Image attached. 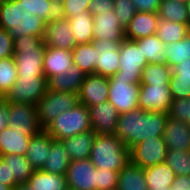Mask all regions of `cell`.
Returning a JSON list of instances; mask_svg holds the SVG:
<instances>
[{"label": "cell", "instance_id": "6da1fadb", "mask_svg": "<svg viewBox=\"0 0 190 190\" xmlns=\"http://www.w3.org/2000/svg\"><path fill=\"white\" fill-rule=\"evenodd\" d=\"M168 114L135 109L119 114L115 136L131 149L148 137L163 135Z\"/></svg>", "mask_w": 190, "mask_h": 190}, {"label": "cell", "instance_id": "7a4b0ae2", "mask_svg": "<svg viewBox=\"0 0 190 190\" xmlns=\"http://www.w3.org/2000/svg\"><path fill=\"white\" fill-rule=\"evenodd\" d=\"M46 22L32 15L20 0L0 2V28L7 30L13 39L36 35L44 38Z\"/></svg>", "mask_w": 190, "mask_h": 190}, {"label": "cell", "instance_id": "3957f363", "mask_svg": "<svg viewBox=\"0 0 190 190\" xmlns=\"http://www.w3.org/2000/svg\"><path fill=\"white\" fill-rule=\"evenodd\" d=\"M46 46L42 37L25 35L14 39V60L18 77H45L43 61Z\"/></svg>", "mask_w": 190, "mask_h": 190}, {"label": "cell", "instance_id": "277c9868", "mask_svg": "<svg viewBox=\"0 0 190 190\" xmlns=\"http://www.w3.org/2000/svg\"><path fill=\"white\" fill-rule=\"evenodd\" d=\"M89 159L95 168L119 172L130 162V149L114 134L97 135Z\"/></svg>", "mask_w": 190, "mask_h": 190}, {"label": "cell", "instance_id": "5b68a950", "mask_svg": "<svg viewBox=\"0 0 190 190\" xmlns=\"http://www.w3.org/2000/svg\"><path fill=\"white\" fill-rule=\"evenodd\" d=\"M45 130L54 140L59 141L90 131L92 127L89 108L79 103L71 110L60 114Z\"/></svg>", "mask_w": 190, "mask_h": 190}, {"label": "cell", "instance_id": "8992f818", "mask_svg": "<svg viewBox=\"0 0 190 190\" xmlns=\"http://www.w3.org/2000/svg\"><path fill=\"white\" fill-rule=\"evenodd\" d=\"M79 104L78 94L47 90L36 104L38 121L42 129L48 127L60 114Z\"/></svg>", "mask_w": 190, "mask_h": 190}, {"label": "cell", "instance_id": "52a82bcc", "mask_svg": "<svg viewBox=\"0 0 190 190\" xmlns=\"http://www.w3.org/2000/svg\"><path fill=\"white\" fill-rule=\"evenodd\" d=\"M120 68L114 75L116 79L128 80L131 84H140L143 68L148 64L138 45L128 39H124L119 47Z\"/></svg>", "mask_w": 190, "mask_h": 190}, {"label": "cell", "instance_id": "ba28073f", "mask_svg": "<svg viewBox=\"0 0 190 190\" xmlns=\"http://www.w3.org/2000/svg\"><path fill=\"white\" fill-rule=\"evenodd\" d=\"M47 92L46 77H18L3 97L9 103H28L36 106Z\"/></svg>", "mask_w": 190, "mask_h": 190}, {"label": "cell", "instance_id": "9c48e42d", "mask_svg": "<svg viewBox=\"0 0 190 190\" xmlns=\"http://www.w3.org/2000/svg\"><path fill=\"white\" fill-rule=\"evenodd\" d=\"M167 148L163 137H148L130 149V162L142 169L165 162Z\"/></svg>", "mask_w": 190, "mask_h": 190}, {"label": "cell", "instance_id": "30bf717a", "mask_svg": "<svg viewBox=\"0 0 190 190\" xmlns=\"http://www.w3.org/2000/svg\"><path fill=\"white\" fill-rule=\"evenodd\" d=\"M140 84L128 83L125 79L109 78L108 101L116 108L119 114L138 109V92Z\"/></svg>", "mask_w": 190, "mask_h": 190}, {"label": "cell", "instance_id": "8fae6325", "mask_svg": "<svg viewBox=\"0 0 190 190\" xmlns=\"http://www.w3.org/2000/svg\"><path fill=\"white\" fill-rule=\"evenodd\" d=\"M9 127L24 132L28 136L42 131L38 121L36 106L28 103H10Z\"/></svg>", "mask_w": 190, "mask_h": 190}, {"label": "cell", "instance_id": "7c38bea8", "mask_svg": "<svg viewBox=\"0 0 190 190\" xmlns=\"http://www.w3.org/2000/svg\"><path fill=\"white\" fill-rule=\"evenodd\" d=\"M66 179L71 190H97V171L89 158L72 161Z\"/></svg>", "mask_w": 190, "mask_h": 190}, {"label": "cell", "instance_id": "4fadbf2b", "mask_svg": "<svg viewBox=\"0 0 190 190\" xmlns=\"http://www.w3.org/2000/svg\"><path fill=\"white\" fill-rule=\"evenodd\" d=\"M97 55V65L95 73L110 78L114 76L120 68V42L113 40H93Z\"/></svg>", "mask_w": 190, "mask_h": 190}, {"label": "cell", "instance_id": "5bb4252c", "mask_svg": "<svg viewBox=\"0 0 190 190\" xmlns=\"http://www.w3.org/2000/svg\"><path fill=\"white\" fill-rule=\"evenodd\" d=\"M172 100L169 85H140L138 92L140 109L167 113Z\"/></svg>", "mask_w": 190, "mask_h": 190}, {"label": "cell", "instance_id": "9a60e30c", "mask_svg": "<svg viewBox=\"0 0 190 190\" xmlns=\"http://www.w3.org/2000/svg\"><path fill=\"white\" fill-rule=\"evenodd\" d=\"M43 41L46 47L65 50H73L77 46L68 18L59 15L46 24Z\"/></svg>", "mask_w": 190, "mask_h": 190}, {"label": "cell", "instance_id": "2e32d148", "mask_svg": "<svg viewBox=\"0 0 190 190\" xmlns=\"http://www.w3.org/2000/svg\"><path fill=\"white\" fill-rule=\"evenodd\" d=\"M79 103L90 107L109 99V78L96 74H86L78 93Z\"/></svg>", "mask_w": 190, "mask_h": 190}, {"label": "cell", "instance_id": "e0dca14e", "mask_svg": "<svg viewBox=\"0 0 190 190\" xmlns=\"http://www.w3.org/2000/svg\"><path fill=\"white\" fill-rule=\"evenodd\" d=\"M88 108L90 124L95 134H115L119 112L109 101Z\"/></svg>", "mask_w": 190, "mask_h": 190}, {"label": "cell", "instance_id": "ac0fdd59", "mask_svg": "<svg viewBox=\"0 0 190 190\" xmlns=\"http://www.w3.org/2000/svg\"><path fill=\"white\" fill-rule=\"evenodd\" d=\"M93 28V40H113L121 43L125 39L124 28L114 11L93 16Z\"/></svg>", "mask_w": 190, "mask_h": 190}, {"label": "cell", "instance_id": "d6986e66", "mask_svg": "<svg viewBox=\"0 0 190 190\" xmlns=\"http://www.w3.org/2000/svg\"><path fill=\"white\" fill-rule=\"evenodd\" d=\"M159 20L158 13L137 11L124 29L125 39L135 41L156 34Z\"/></svg>", "mask_w": 190, "mask_h": 190}, {"label": "cell", "instance_id": "ffe728a7", "mask_svg": "<svg viewBox=\"0 0 190 190\" xmlns=\"http://www.w3.org/2000/svg\"><path fill=\"white\" fill-rule=\"evenodd\" d=\"M162 137L167 150H190V125L168 118Z\"/></svg>", "mask_w": 190, "mask_h": 190}, {"label": "cell", "instance_id": "44dd1931", "mask_svg": "<svg viewBox=\"0 0 190 190\" xmlns=\"http://www.w3.org/2000/svg\"><path fill=\"white\" fill-rule=\"evenodd\" d=\"M85 75L76 64H73L64 74L48 78L47 90L78 94Z\"/></svg>", "mask_w": 190, "mask_h": 190}, {"label": "cell", "instance_id": "7402d4cb", "mask_svg": "<svg viewBox=\"0 0 190 190\" xmlns=\"http://www.w3.org/2000/svg\"><path fill=\"white\" fill-rule=\"evenodd\" d=\"M72 50L46 47L43 61L44 76L48 79L65 73L73 65Z\"/></svg>", "mask_w": 190, "mask_h": 190}, {"label": "cell", "instance_id": "603a6c76", "mask_svg": "<svg viewBox=\"0 0 190 190\" xmlns=\"http://www.w3.org/2000/svg\"><path fill=\"white\" fill-rule=\"evenodd\" d=\"M52 139L45 129L31 137L25 157L34 170H42L48 159Z\"/></svg>", "mask_w": 190, "mask_h": 190}, {"label": "cell", "instance_id": "cb8c5ba5", "mask_svg": "<svg viewBox=\"0 0 190 190\" xmlns=\"http://www.w3.org/2000/svg\"><path fill=\"white\" fill-rule=\"evenodd\" d=\"M32 136L8 127L0 132V157L8 154L24 155Z\"/></svg>", "mask_w": 190, "mask_h": 190}, {"label": "cell", "instance_id": "d4e9b609", "mask_svg": "<svg viewBox=\"0 0 190 190\" xmlns=\"http://www.w3.org/2000/svg\"><path fill=\"white\" fill-rule=\"evenodd\" d=\"M97 134L93 130L61 140L72 161L89 158Z\"/></svg>", "mask_w": 190, "mask_h": 190}, {"label": "cell", "instance_id": "484cf974", "mask_svg": "<svg viewBox=\"0 0 190 190\" xmlns=\"http://www.w3.org/2000/svg\"><path fill=\"white\" fill-rule=\"evenodd\" d=\"M47 158L42 168L43 171L66 176L67 169L72 160L61 141L52 139Z\"/></svg>", "mask_w": 190, "mask_h": 190}, {"label": "cell", "instance_id": "4316f807", "mask_svg": "<svg viewBox=\"0 0 190 190\" xmlns=\"http://www.w3.org/2000/svg\"><path fill=\"white\" fill-rule=\"evenodd\" d=\"M148 190H164L170 188L176 180L175 173L165 163L149 166L143 169Z\"/></svg>", "mask_w": 190, "mask_h": 190}, {"label": "cell", "instance_id": "83f0119b", "mask_svg": "<svg viewBox=\"0 0 190 190\" xmlns=\"http://www.w3.org/2000/svg\"><path fill=\"white\" fill-rule=\"evenodd\" d=\"M118 190H148L144 170L129 162L118 173Z\"/></svg>", "mask_w": 190, "mask_h": 190}, {"label": "cell", "instance_id": "f1b7e54d", "mask_svg": "<svg viewBox=\"0 0 190 190\" xmlns=\"http://www.w3.org/2000/svg\"><path fill=\"white\" fill-rule=\"evenodd\" d=\"M148 63L166 64L164 42L156 34L134 41Z\"/></svg>", "mask_w": 190, "mask_h": 190}, {"label": "cell", "instance_id": "f546056e", "mask_svg": "<svg viewBox=\"0 0 190 190\" xmlns=\"http://www.w3.org/2000/svg\"><path fill=\"white\" fill-rule=\"evenodd\" d=\"M33 190H68L66 176L35 170L26 182Z\"/></svg>", "mask_w": 190, "mask_h": 190}, {"label": "cell", "instance_id": "4dcf8cb0", "mask_svg": "<svg viewBox=\"0 0 190 190\" xmlns=\"http://www.w3.org/2000/svg\"><path fill=\"white\" fill-rule=\"evenodd\" d=\"M76 44L93 41V15L88 11L77 13L68 18Z\"/></svg>", "mask_w": 190, "mask_h": 190}, {"label": "cell", "instance_id": "1f68e13d", "mask_svg": "<svg viewBox=\"0 0 190 190\" xmlns=\"http://www.w3.org/2000/svg\"><path fill=\"white\" fill-rule=\"evenodd\" d=\"M92 42L77 44L72 50V60L85 74L95 73L97 55Z\"/></svg>", "mask_w": 190, "mask_h": 190}, {"label": "cell", "instance_id": "d6a6232c", "mask_svg": "<svg viewBox=\"0 0 190 190\" xmlns=\"http://www.w3.org/2000/svg\"><path fill=\"white\" fill-rule=\"evenodd\" d=\"M158 17L160 20L180 24H188L190 22L185 2L178 0H161Z\"/></svg>", "mask_w": 190, "mask_h": 190}, {"label": "cell", "instance_id": "836d02e7", "mask_svg": "<svg viewBox=\"0 0 190 190\" xmlns=\"http://www.w3.org/2000/svg\"><path fill=\"white\" fill-rule=\"evenodd\" d=\"M171 75L167 64L148 63L142 70L140 85H169Z\"/></svg>", "mask_w": 190, "mask_h": 190}, {"label": "cell", "instance_id": "e575fe53", "mask_svg": "<svg viewBox=\"0 0 190 190\" xmlns=\"http://www.w3.org/2000/svg\"><path fill=\"white\" fill-rule=\"evenodd\" d=\"M6 163H10L11 178L18 184L26 183L34 173V168L24 155L8 154L2 156Z\"/></svg>", "mask_w": 190, "mask_h": 190}, {"label": "cell", "instance_id": "d590c367", "mask_svg": "<svg viewBox=\"0 0 190 190\" xmlns=\"http://www.w3.org/2000/svg\"><path fill=\"white\" fill-rule=\"evenodd\" d=\"M156 35L165 45L180 41L188 35V24L159 20Z\"/></svg>", "mask_w": 190, "mask_h": 190}, {"label": "cell", "instance_id": "8d00e7d4", "mask_svg": "<svg viewBox=\"0 0 190 190\" xmlns=\"http://www.w3.org/2000/svg\"><path fill=\"white\" fill-rule=\"evenodd\" d=\"M166 64L174 67L177 64L190 60V36L186 35L180 41L165 45Z\"/></svg>", "mask_w": 190, "mask_h": 190}, {"label": "cell", "instance_id": "74e56055", "mask_svg": "<svg viewBox=\"0 0 190 190\" xmlns=\"http://www.w3.org/2000/svg\"><path fill=\"white\" fill-rule=\"evenodd\" d=\"M165 163L171 168L176 176H190V150L184 152L169 149Z\"/></svg>", "mask_w": 190, "mask_h": 190}, {"label": "cell", "instance_id": "f35d334b", "mask_svg": "<svg viewBox=\"0 0 190 190\" xmlns=\"http://www.w3.org/2000/svg\"><path fill=\"white\" fill-rule=\"evenodd\" d=\"M17 80L14 57L0 60V98H3Z\"/></svg>", "mask_w": 190, "mask_h": 190}, {"label": "cell", "instance_id": "ab89813d", "mask_svg": "<svg viewBox=\"0 0 190 190\" xmlns=\"http://www.w3.org/2000/svg\"><path fill=\"white\" fill-rule=\"evenodd\" d=\"M32 15H37L46 23L58 16V8L50 0H20Z\"/></svg>", "mask_w": 190, "mask_h": 190}, {"label": "cell", "instance_id": "60d3db41", "mask_svg": "<svg viewBox=\"0 0 190 190\" xmlns=\"http://www.w3.org/2000/svg\"><path fill=\"white\" fill-rule=\"evenodd\" d=\"M168 118L190 125V97L172 100Z\"/></svg>", "mask_w": 190, "mask_h": 190}, {"label": "cell", "instance_id": "b9f144b4", "mask_svg": "<svg viewBox=\"0 0 190 190\" xmlns=\"http://www.w3.org/2000/svg\"><path fill=\"white\" fill-rule=\"evenodd\" d=\"M114 12L125 29L137 11L131 0H114Z\"/></svg>", "mask_w": 190, "mask_h": 190}, {"label": "cell", "instance_id": "7bdbcfd3", "mask_svg": "<svg viewBox=\"0 0 190 190\" xmlns=\"http://www.w3.org/2000/svg\"><path fill=\"white\" fill-rule=\"evenodd\" d=\"M91 0H64L58 9V15L64 18H72L77 13L88 11Z\"/></svg>", "mask_w": 190, "mask_h": 190}, {"label": "cell", "instance_id": "ee69618b", "mask_svg": "<svg viewBox=\"0 0 190 190\" xmlns=\"http://www.w3.org/2000/svg\"><path fill=\"white\" fill-rule=\"evenodd\" d=\"M97 171V190H113L117 188V171L96 168Z\"/></svg>", "mask_w": 190, "mask_h": 190}, {"label": "cell", "instance_id": "f6af8a7d", "mask_svg": "<svg viewBox=\"0 0 190 190\" xmlns=\"http://www.w3.org/2000/svg\"><path fill=\"white\" fill-rule=\"evenodd\" d=\"M14 39L7 30L0 28V60L13 57Z\"/></svg>", "mask_w": 190, "mask_h": 190}, {"label": "cell", "instance_id": "bcb514c9", "mask_svg": "<svg viewBox=\"0 0 190 190\" xmlns=\"http://www.w3.org/2000/svg\"><path fill=\"white\" fill-rule=\"evenodd\" d=\"M169 89L173 100L190 97V82L170 79Z\"/></svg>", "mask_w": 190, "mask_h": 190}, {"label": "cell", "instance_id": "7dc6e473", "mask_svg": "<svg viewBox=\"0 0 190 190\" xmlns=\"http://www.w3.org/2000/svg\"><path fill=\"white\" fill-rule=\"evenodd\" d=\"M0 183L13 189L19 185L15 178H11L10 163H6L3 157H0Z\"/></svg>", "mask_w": 190, "mask_h": 190}, {"label": "cell", "instance_id": "c3c4849f", "mask_svg": "<svg viewBox=\"0 0 190 190\" xmlns=\"http://www.w3.org/2000/svg\"><path fill=\"white\" fill-rule=\"evenodd\" d=\"M171 79L190 82V60L183 61L171 68Z\"/></svg>", "mask_w": 190, "mask_h": 190}, {"label": "cell", "instance_id": "681fc988", "mask_svg": "<svg viewBox=\"0 0 190 190\" xmlns=\"http://www.w3.org/2000/svg\"><path fill=\"white\" fill-rule=\"evenodd\" d=\"M105 11H114V0H91L88 12L93 16Z\"/></svg>", "mask_w": 190, "mask_h": 190}, {"label": "cell", "instance_id": "f907efd6", "mask_svg": "<svg viewBox=\"0 0 190 190\" xmlns=\"http://www.w3.org/2000/svg\"><path fill=\"white\" fill-rule=\"evenodd\" d=\"M138 12L158 13L161 0H131Z\"/></svg>", "mask_w": 190, "mask_h": 190}, {"label": "cell", "instance_id": "816d5d0a", "mask_svg": "<svg viewBox=\"0 0 190 190\" xmlns=\"http://www.w3.org/2000/svg\"><path fill=\"white\" fill-rule=\"evenodd\" d=\"M10 103L4 98H0V132L9 127Z\"/></svg>", "mask_w": 190, "mask_h": 190}, {"label": "cell", "instance_id": "f5cc1de1", "mask_svg": "<svg viewBox=\"0 0 190 190\" xmlns=\"http://www.w3.org/2000/svg\"><path fill=\"white\" fill-rule=\"evenodd\" d=\"M170 188L171 190H190V176H176V180Z\"/></svg>", "mask_w": 190, "mask_h": 190}, {"label": "cell", "instance_id": "db71d44e", "mask_svg": "<svg viewBox=\"0 0 190 190\" xmlns=\"http://www.w3.org/2000/svg\"><path fill=\"white\" fill-rule=\"evenodd\" d=\"M14 190H33L27 183L19 184Z\"/></svg>", "mask_w": 190, "mask_h": 190}, {"label": "cell", "instance_id": "11a10c76", "mask_svg": "<svg viewBox=\"0 0 190 190\" xmlns=\"http://www.w3.org/2000/svg\"><path fill=\"white\" fill-rule=\"evenodd\" d=\"M50 1L59 9L64 0H50Z\"/></svg>", "mask_w": 190, "mask_h": 190}, {"label": "cell", "instance_id": "9f6ffc18", "mask_svg": "<svg viewBox=\"0 0 190 190\" xmlns=\"http://www.w3.org/2000/svg\"><path fill=\"white\" fill-rule=\"evenodd\" d=\"M185 6L187 8V12H188V15H189V21H190V0L185 1Z\"/></svg>", "mask_w": 190, "mask_h": 190}, {"label": "cell", "instance_id": "6f0895ef", "mask_svg": "<svg viewBox=\"0 0 190 190\" xmlns=\"http://www.w3.org/2000/svg\"><path fill=\"white\" fill-rule=\"evenodd\" d=\"M0 190H14V189L0 183Z\"/></svg>", "mask_w": 190, "mask_h": 190}, {"label": "cell", "instance_id": "680465c9", "mask_svg": "<svg viewBox=\"0 0 190 190\" xmlns=\"http://www.w3.org/2000/svg\"><path fill=\"white\" fill-rule=\"evenodd\" d=\"M188 35L190 36V22L188 23Z\"/></svg>", "mask_w": 190, "mask_h": 190}, {"label": "cell", "instance_id": "91938a15", "mask_svg": "<svg viewBox=\"0 0 190 190\" xmlns=\"http://www.w3.org/2000/svg\"><path fill=\"white\" fill-rule=\"evenodd\" d=\"M10 1H14V0H0V2H10Z\"/></svg>", "mask_w": 190, "mask_h": 190}]
</instances>
